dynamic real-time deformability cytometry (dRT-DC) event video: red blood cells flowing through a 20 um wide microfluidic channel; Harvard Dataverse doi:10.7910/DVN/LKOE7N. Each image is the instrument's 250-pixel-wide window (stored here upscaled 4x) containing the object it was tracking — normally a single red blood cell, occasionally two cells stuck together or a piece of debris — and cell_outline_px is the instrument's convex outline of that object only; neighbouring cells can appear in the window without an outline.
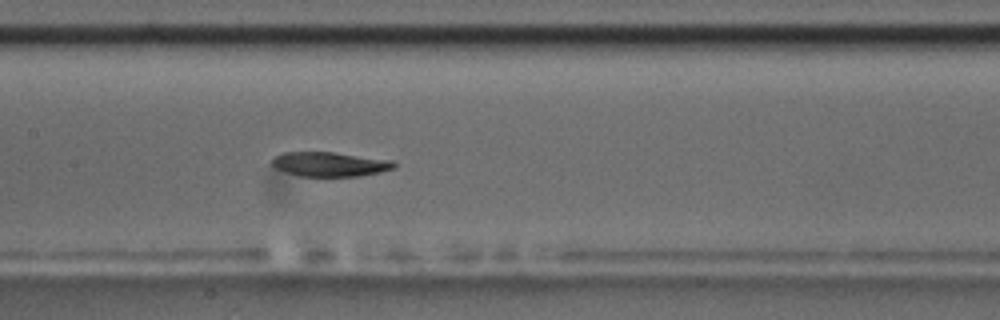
{"species": "common noctule bat (a hibernating species)", "species_latin": "Nyctalus noctula", "temperature_condition": "room temperature", "stored_images_in_passage": 6, "segment_of_instrument_passage": [1, 2], "camera_frame_rate_fps": 3000, "um_per_image_px": 0.085, "animal": {"sex": "male", "body_mass_g": 17.5, "forearm_length_mm": 52.3}, "frame": {"image": 1, "passage_image": 5, "time_ms": 5.333, "image_size_px": [1000, 320], "cell_outline_px": [[396, 168], [380, 172], [360, 176], [300, 176], [276, 168], [272, 164], [272, 160], [276, 156], [284, 152], [332, 152], [392, 160], [396, 164]], "centroid_in_image_um": [28.08, 13.96], "position_along_channel_um": 179.3, "area_um2": 17.22}}